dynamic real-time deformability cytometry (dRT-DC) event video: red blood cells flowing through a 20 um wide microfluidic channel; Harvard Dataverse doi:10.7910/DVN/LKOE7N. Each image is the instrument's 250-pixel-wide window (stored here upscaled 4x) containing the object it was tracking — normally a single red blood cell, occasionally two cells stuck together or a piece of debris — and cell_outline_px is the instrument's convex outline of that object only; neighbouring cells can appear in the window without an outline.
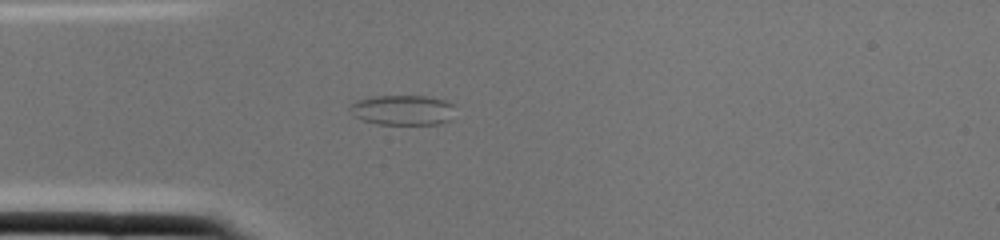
{"species": "common noctule bat (a hibernating species)", "species_latin": "Nyctalus noctula", "temperature_condition": "cold", "stored_images_in_passage": 2, "camera_frame_rate_fps": 3000, "um_per_image_px": 0.085, "animal": {"sex": "female", "body_mass_g": 22.0, "forearm_length_mm": 56.7}, "frame": {"image": 1, "passage_image": 2, "time_ms": 0.333, "image_size_px": [1000, 240], "cell_outline_px": [[452, 120], [440, 124], [376, 124], [364, 120], [356, 116], [348, 108], [356, 100], [376, 96], [424, 96], [444, 100], [452, 104]], "centroid_in_image_um": [34.24, 9.36], "position_along_channel_um": 50.8, "area_um2": 18.26}}